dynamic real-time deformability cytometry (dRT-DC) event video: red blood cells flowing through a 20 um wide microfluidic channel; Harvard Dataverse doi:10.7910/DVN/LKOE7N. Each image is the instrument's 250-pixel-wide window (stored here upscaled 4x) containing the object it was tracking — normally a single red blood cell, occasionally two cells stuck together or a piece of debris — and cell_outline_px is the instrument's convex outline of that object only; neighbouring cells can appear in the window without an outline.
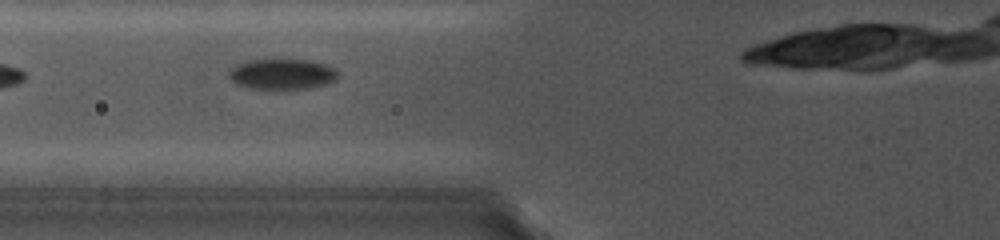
{"species": "common noctule bat (a hibernating species)", "species_latin": "Nyctalus noctula", "temperature_condition": "cold", "stored_images_in_passage": 5, "camera_frame_rate_fps": 5000, "um_per_image_px": 0.085, "animal": {"sex": "female", "body_mass_g": 19.0, "forearm_length_mm": 56.7}, "frame": {"image": 1, "passage_image": 2, "time_ms": 1.0, "image_size_px": [1000, 240], "cell_outline_px": [[336, 80], [328, 84], [308, 88], [280, 92], [248, 88], [236, 84], [228, 76], [228, 72], [236, 64], [248, 60], [276, 56], [312, 60], [324, 64], [332, 68], [336, 72]], "centroid_in_image_um": [23.92, 6.29], "position_along_channel_um": 101.9, "area_um2": 20.92}}
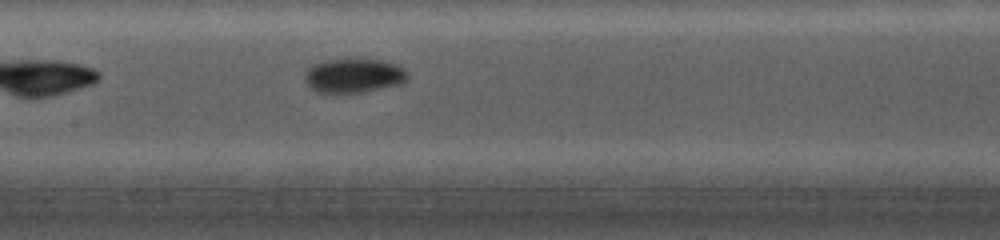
{"frame": {"image": 2, "passage_image": 4, "time_ms": 3.0, "image_size_px": [1000, 240], "cell_outline_px": [[408, 76], [400, 84], [364, 92], [332, 96], [316, 92], [308, 84], [304, 76], [308, 68], [312, 64], [324, 60], [380, 60], [396, 64], [404, 68], [408, 72]], "centroid_in_image_um": [30.03, 6.48], "position_along_channel_um": 177.4, "area_um2": 20.87}}